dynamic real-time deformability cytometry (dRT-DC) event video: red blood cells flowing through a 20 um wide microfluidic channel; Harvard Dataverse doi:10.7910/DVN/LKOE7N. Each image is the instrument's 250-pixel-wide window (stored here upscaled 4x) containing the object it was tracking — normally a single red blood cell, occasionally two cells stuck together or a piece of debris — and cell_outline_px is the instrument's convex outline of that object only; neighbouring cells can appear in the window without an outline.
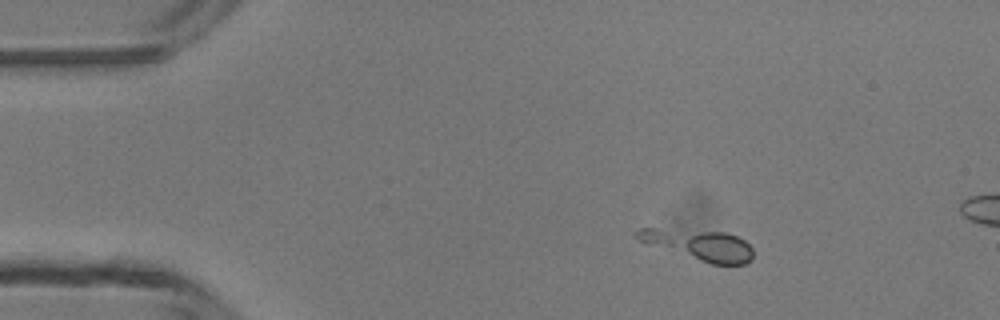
{"species": "common noctule bat (a hibernating species)", "species_latin": "Nyctalus noctula", "temperature_condition": "room temperature", "stored_images_in_passage": 5, "camera_frame_rate_fps": 3000, "um_per_image_px": 0.085, "animal": {"sex": "male", "body_mass_g": 13.3}, "frame": {"image": 1, "passage_image": 3, "time_ms": 2.333, "image_size_px": [1000, 320], "cell_outline_px": [[752, 260], [744, 264], [712, 264], [700, 260], [680, 244], [684, 240], [692, 236], [704, 232], [724, 232], [736, 236], [744, 240], [752, 248]], "centroid_in_image_um": [61.11, 21.11], "position_along_channel_um": 23.9, "area_um2": 12.6}}